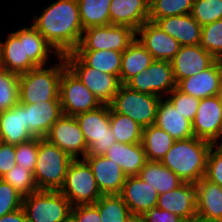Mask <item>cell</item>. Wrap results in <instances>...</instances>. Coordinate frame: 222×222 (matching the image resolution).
<instances>
[{
    "instance_id": "obj_1",
    "label": "cell",
    "mask_w": 222,
    "mask_h": 222,
    "mask_svg": "<svg viewBox=\"0 0 222 222\" xmlns=\"http://www.w3.org/2000/svg\"><path fill=\"white\" fill-rule=\"evenodd\" d=\"M43 9L31 24L60 56L73 52L83 33L77 0H57Z\"/></svg>"
},
{
    "instance_id": "obj_2",
    "label": "cell",
    "mask_w": 222,
    "mask_h": 222,
    "mask_svg": "<svg viewBox=\"0 0 222 222\" xmlns=\"http://www.w3.org/2000/svg\"><path fill=\"white\" fill-rule=\"evenodd\" d=\"M211 147L212 143L196 137L176 140L160 162L184 182L196 183L205 176Z\"/></svg>"
},
{
    "instance_id": "obj_3",
    "label": "cell",
    "mask_w": 222,
    "mask_h": 222,
    "mask_svg": "<svg viewBox=\"0 0 222 222\" xmlns=\"http://www.w3.org/2000/svg\"><path fill=\"white\" fill-rule=\"evenodd\" d=\"M57 64L36 67L19 75V103L35 104L45 101H60V79L67 67L64 56Z\"/></svg>"
},
{
    "instance_id": "obj_4",
    "label": "cell",
    "mask_w": 222,
    "mask_h": 222,
    "mask_svg": "<svg viewBox=\"0 0 222 222\" xmlns=\"http://www.w3.org/2000/svg\"><path fill=\"white\" fill-rule=\"evenodd\" d=\"M72 160L65 151L39 137L37 161L33 172L38 190H60Z\"/></svg>"
},
{
    "instance_id": "obj_5",
    "label": "cell",
    "mask_w": 222,
    "mask_h": 222,
    "mask_svg": "<svg viewBox=\"0 0 222 222\" xmlns=\"http://www.w3.org/2000/svg\"><path fill=\"white\" fill-rule=\"evenodd\" d=\"M111 108L103 104L95 110L75 116L88 146L87 155L104 156L116 143L110 127Z\"/></svg>"
},
{
    "instance_id": "obj_6",
    "label": "cell",
    "mask_w": 222,
    "mask_h": 222,
    "mask_svg": "<svg viewBox=\"0 0 222 222\" xmlns=\"http://www.w3.org/2000/svg\"><path fill=\"white\" fill-rule=\"evenodd\" d=\"M59 191L72 206L95 204L102 196L89 164L80 158L70 162L64 184Z\"/></svg>"
},
{
    "instance_id": "obj_7",
    "label": "cell",
    "mask_w": 222,
    "mask_h": 222,
    "mask_svg": "<svg viewBox=\"0 0 222 222\" xmlns=\"http://www.w3.org/2000/svg\"><path fill=\"white\" fill-rule=\"evenodd\" d=\"M22 208L28 222H59L72 205L59 190H38L23 197Z\"/></svg>"
},
{
    "instance_id": "obj_8",
    "label": "cell",
    "mask_w": 222,
    "mask_h": 222,
    "mask_svg": "<svg viewBox=\"0 0 222 222\" xmlns=\"http://www.w3.org/2000/svg\"><path fill=\"white\" fill-rule=\"evenodd\" d=\"M160 99L159 96L142 94L121 84L109 105L114 112L130 117L144 128L154 125Z\"/></svg>"
},
{
    "instance_id": "obj_9",
    "label": "cell",
    "mask_w": 222,
    "mask_h": 222,
    "mask_svg": "<svg viewBox=\"0 0 222 222\" xmlns=\"http://www.w3.org/2000/svg\"><path fill=\"white\" fill-rule=\"evenodd\" d=\"M67 67L98 98L102 104H110L121 85L117 76L103 73L87 66L74 52L63 55Z\"/></svg>"
},
{
    "instance_id": "obj_10",
    "label": "cell",
    "mask_w": 222,
    "mask_h": 222,
    "mask_svg": "<svg viewBox=\"0 0 222 222\" xmlns=\"http://www.w3.org/2000/svg\"><path fill=\"white\" fill-rule=\"evenodd\" d=\"M136 31L125 25H104L83 30L75 50H114L123 52L135 40Z\"/></svg>"
},
{
    "instance_id": "obj_11",
    "label": "cell",
    "mask_w": 222,
    "mask_h": 222,
    "mask_svg": "<svg viewBox=\"0 0 222 222\" xmlns=\"http://www.w3.org/2000/svg\"><path fill=\"white\" fill-rule=\"evenodd\" d=\"M59 98L66 116L75 117L103 105L68 67L62 72Z\"/></svg>"
},
{
    "instance_id": "obj_12",
    "label": "cell",
    "mask_w": 222,
    "mask_h": 222,
    "mask_svg": "<svg viewBox=\"0 0 222 222\" xmlns=\"http://www.w3.org/2000/svg\"><path fill=\"white\" fill-rule=\"evenodd\" d=\"M125 85L142 94L161 98L177 87L171 62L161 60H153L146 70L137 73Z\"/></svg>"
},
{
    "instance_id": "obj_13",
    "label": "cell",
    "mask_w": 222,
    "mask_h": 222,
    "mask_svg": "<svg viewBox=\"0 0 222 222\" xmlns=\"http://www.w3.org/2000/svg\"><path fill=\"white\" fill-rule=\"evenodd\" d=\"M44 138L65 151L72 159H83L87 155L88 146L74 116L62 115Z\"/></svg>"
},
{
    "instance_id": "obj_14",
    "label": "cell",
    "mask_w": 222,
    "mask_h": 222,
    "mask_svg": "<svg viewBox=\"0 0 222 222\" xmlns=\"http://www.w3.org/2000/svg\"><path fill=\"white\" fill-rule=\"evenodd\" d=\"M192 127L196 138L212 144L222 141V105L217 95L201 99Z\"/></svg>"
},
{
    "instance_id": "obj_15",
    "label": "cell",
    "mask_w": 222,
    "mask_h": 222,
    "mask_svg": "<svg viewBox=\"0 0 222 222\" xmlns=\"http://www.w3.org/2000/svg\"><path fill=\"white\" fill-rule=\"evenodd\" d=\"M136 39L151 53L154 60L171 61L180 49L176 39L149 20L136 31Z\"/></svg>"
},
{
    "instance_id": "obj_16",
    "label": "cell",
    "mask_w": 222,
    "mask_h": 222,
    "mask_svg": "<svg viewBox=\"0 0 222 222\" xmlns=\"http://www.w3.org/2000/svg\"><path fill=\"white\" fill-rule=\"evenodd\" d=\"M0 67L19 75L37 67L26 54L25 27L9 32L5 42L0 41Z\"/></svg>"
},
{
    "instance_id": "obj_17",
    "label": "cell",
    "mask_w": 222,
    "mask_h": 222,
    "mask_svg": "<svg viewBox=\"0 0 222 222\" xmlns=\"http://www.w3.org/2000/svg\"><path fill=\"white\" fill-rule=\"evenodd\" d=\"M133 217L140 218L151 208L156 207L158 192L139 176L126 178L119 194Z\"/></svg>"
},
{
    "instance_id": "obj_18",
    "label": "cell",
    "mask_w": 222,
    "mask_h": 222,
    "mask_svg": "<svg viewBox=\"0 0 222 222\" xmlns=\"http://www.w3.org/2000/svg\"><path fill=\"white\" fill-rule=\"evenodd\" d=\"M217 59L200 45L180 46L170 61L176 83L210 67Z\"/></svg>"
},
{
    "instance_id": "obj_19",
    "label": "cell",
    "mask_w": 222,
    "mask_h": 222,
    "mask_svg": "<svg viewBox=\"0 0 222 222\" xmlns=\"http://www.w3.org/2000/svg\"><path fill=\"white\" fill-rule=\"evenodd\" d=\"M156 207L172 212L184 221L197 219L195 183L184 182L174 190L159 194Z\"/></svg>"
},
{
    "instance_id": "obj_20",
    "label": "cell",
    "mask_w": 222,
    "mask_h": 222,
    "mask_svg": "<svg viewBox=\"0 0 222 222\" xmlns=\"http://www.w3.org/2000/svg\"><path fill=\"white\" fill-rule=\"evenodd\" d=\"M222 83V60H216L210 67L184 78L177 83V88L185 94L203 99L215 96Z\"/></svg>"
},
{
    "instance_id": "obj_21",
    "label": "cell",
    "mask_w": 222,
    "mask_h": 222,
    "mask_svg": "<svg viewBox=\"0 0 222 222\" xmlns=\"http://www.w3.org/2000/svg\"><path fill=\"white\" fill-rule=\"evenodd\" d=\"M83 159L89 164L102 195L120 194L127 176L119 165L103 155H86Z\"/></svg>"
},
{
    "instance_id": "obj_22",
    "label": "cell",
    "mask_w": 222,
    "mask_h": 222,
    "mask_svg": "<svg viewBox=\"0 0 222 222\" xmlns=\"http://www.w3.org/2000/svg\"><path fill=\"white\" fill-rule=\"evenodd\" d=\"M23 105L26 113V129L34 137L44 138L51 126L63 115L60 101Z\"/></svg>"
},
{
    "instance_id": "obj_23",
    "label": "cell",
    "mask_w": 222,
    "mask_h": 222,
    "mask_svg": "<svg viewBox=\"0 0 222 222\" xmlns=\"http://www.w3.org/2000/svg\"><path fill=\"white\" fill-rule=\"evenodd\" d=\"M196 186L197 219L222 222V187L202 177Z\"/></svg>"
},
{
    "instance_id": "obj_24",
    "label": "cell",
    "mask_w": 222,
    "mask_h": 222,
    "mask_svg": "<svg viewBox=\"0 0 222 222\" xmlns=\"http://www.w3.org/2000/svg\"><path fill=\"white\" fill-rule=\"evenodd\" d=\"M150 0H111L110 24L125 25L137 31L149 20Z\"/></svg>"
},
{
    "instance_id": "obj_25",
    "label": "cell",
    "mask_w": 222,
    "mask_h": 222,
    "mask_svg": "<svg viewBox=\"0 0 222 222\" xmlns=\"http://www.w3.org/2000/svg\"><path fill=\"white\" fill-rule=\"evenodd\" d=\"M155 23L164 32L176 39L180 46L200 44L202 26L191 14L160 18Z\"/></svg>"
},
{
    "instance_id": "obj_26",
    "label": "cell",
    "mask_w": 222,
    "mask_h": 222,
    "mask_svg": "<svg viewBox=\"0 0 222 222\" xmlns=\"http://www.w3.org/2000/svg\"><path fill=\"white\" fill-rule=\"evenodd\" d=\"M154 125L166 131L175 140L194 137L192 122L175 110L166 97L160 99Z\"/></svg>"
},
{
    "instance_id": "obj_27",
    "label": "cell",
    "mask_w": 222,
    "mask_h": 222,
    "mask_svg": "<svg viewBox=\"0 0 222 222\" xmlns=\"http://www.w3.org/2000/svg\"><path fill=\"white\" fill-rule=\"evenodd\" d=\"M104 156L119 165L127 177L138 176L147 161L142 143L125 144L116 142L107 149Z\"/></svg>"
},
{
    "instance_id": "obj_28",
    "label": "cell",
    "mask_w": 222,
    "mask_h": 222,
    "mask_svg": "<svg viewBox=\"0 0 222 222\" xmlns=\"http://www.w3.org/2000/svg\"><path fill=\"white\" fill-rule=\"evenodd\" d=\"M0 129L3 142L10 145H18L34 138L26 129L25 106L21 103L0 112Z\"/></svg>"
},
{
    "instance_id": "obj_29",
    "label": "cell",
    "mask_w": 222,
    "mask_h": 222,
    "mask_svg": "<svg viewBox=\"0 0 222 222\" xmlns=\"http://www.w3.org/2000/svg\"><path fill=\"white\" fill-rule=\"evenodd\" d=\"M138 176L153 186L158 194L176 189L184 181L159 161L147 160Z\"/></svg>"
},
{
    "instance_id": "obj_30",
    "label": "cell",
    "mask_w": 222,
    "mask_h": 222,
    "mask_svg": "<svg viewBox=\"0 0 222 222\" xmlns=\"http://www.w3.org/2000/svg\"><path fill=\"white\" fill-rule=\"evenodd\" d=\"M151 53L135 38L123 51L119 80L125 84L139 72L146 70L153 62Z\"/></svg>"
},
{
    "instance_id": "obj_31",
    "label": "cell",
    "mask_w": 222,
    "mask_h": 222,
    "mask_svg": "<svg viewBox=\"0 0 222 222\" xmlns=\"http://www.w3.org/2000/svg\"><path fill=\"white\" fill-rule=\"evenodd\" d=\"M87 66L119 78L123 52L114 50H74Z\"/></svg>"
},
{
    "instance_id": "obj_32",
    "label": "cell",
    "mask_w": 222,
    "mask_h": 222,
    "mask_svg": "<svg viewBox=\"0 0 222 222\" xmlns=\"http://www.w3.org/2000/svg\"><path fill=\"white\" fill-rule=\"evenodd\" d=\"M175 141L166 131L155 125L143 128L141 143L147 160L160 162Z\"/></svg>"
},
{
    "instance_id": "obj_33",
    "label": "cell",
    "mask_w": 222,
    "mask_h": 222,
    "mask_svg": "<svg viewBox=\"0 0 222 222\" xmlns=\"http://www.w3.org/2000/svg\"><path fill=\"white\" fill-rule=\"evenodd\" d=\"M25 48L29 59L37 67L49 65L50 54L56 58L60 56L32 24L25 27Z\"/></svg>"
},
{
    "instance_id": "obj_34",
    "label": "cell",
    "mask_w": 222,
    "mask_h": 222,
    "mask_svg": "<svg viewBox=\"0 0 222 222\" xmlns=\"http://www.w3.org/2000/svg\"><path fill=\"white\" fill-rule=\"evenodd\" d=\"M83 30L110 24L111 0H77Z\"/></svg>"
},
{
    "instance_id": "obj_35",
    "label": "cell",
    "mask_w": 222,
    "mask_h": 222,
    "mask_svg": "<svg viewBox=\"0 0 222 222\" xmlns=\"http://www.w3.org/2000/svg\"><path fill=\"white\" fill-rule=\"evenodd\" d=\"M94 205L101 222H130L134 218L119 194L102 195Z\"/></svg>"
},
{
    "instance_id": "obj_36",
    "label": "cell",
    "mask_w": 222,
    "mask_h": 222,
    "mask_svg": "<svg viewBox=\"0 0 222 222\" xmlns=\"http://www.w3.org/2000/svg\"><path fill=\"white\" fill-rule=\"evenodd\" d=\"M111 131L118 143H141L143 127L128 116L116 113L111 109Z\"/></svg>"
},
{
    "instance_id": "obj_37",
    "label": "cell",
    "mask_w": 222,
    "mask_h": 222,
    "mask_svg": "<svg viewBox=\"0 0 222 222\" xmlns=\"http://www.w3.org/2000/svg\"><path fill=\"white\" fill-rule=\"evenodd\" d=\"M194 0H150L149 21L160 18L191 14Z\"/></svg>"
},
{
    "instance_id": "obj_38",
    "label": "cell",
    "mask_w": 222,
    "mask_h": 222,
    "mask_svg": "<svg viewBox=\"0 0 222 222\" xmlns=\"http://www.w3.org/2000/svg\"><path fill=\"white\" fill-rule=\"evenodd\" d=\"M19 103V74L0 67V112Z\"/></svg>"
},
{
    "instance_id": "obj_39",
    "label": "cell",
    "mask_w": 222,
    "mask_h": 222,
    "mask_svg": "<svg viewBox=\"0 0 222 222\" xmlns=\"http://www.w3.org/2000/svg\"><path fill=\"white\" fill-rule=\"evenodd\" d=\"M2 179L13 186L23 197L38 191L33 172L17 164Z\"/></svg>"
},
{
    "instance_id": "obj_40",
    "label": "cell",
    "mask_w": 222,
    "mask_h": 222,
    "mask_svg": "<svg viewBox=\"0 0 222 222\" xmlns=\"http://www.w3.org/2000/svg\"><path fill=\"white\" fill-rule=\"evenodd\" d=\"M199 45L216 59L222 60V19L202 26Z\"/></svg>"
},
{
    "instance_id": "obj_41",
    "label": "cell",
    "mask_w": 222,
    "mask_h": 222,
    "mask_svg": "<svg viewBox=\"0 0 222 222\" xmlns=\"http://www.w3.org/2000/svg\"><path fill=\"white\" fill-rule=\"evenodd\" d=\"M191 15L201 26L222 19V0H194Z\"/></svg>"
},
{
    "instance_id": "obj_42",
    "label": "cell",
    "mask_w": 222,
    "mask_h": 222,
    "mask_svg": "<svg viewBox=\"0 0 222 222\" xmlns=\"http://www.w3.org/2000/svg\"><path fill=\"white\" fill-rule=\"evenodd\" d=\"M165 97L185 119L191 122L194 120L201 99L185 94L177 87Z\"/></svg>"
},
{
    "instance_id": "obj_43",
    "label": "cell",
    "mask_w": 222,
    "mask_h": 222,
    "mask_svg": "<svg viewBox=\"0 0 222 222\" xmlns=\"http://www.w3.org/2000/svg\"><path fill=\"white\" fill-rule=\"evenodd\" d=\"M39 137L15 145L16 164L34 172L37 161Z\"/></svg>"
},
{
    "instance_id": "obj_44",
    "label": "cell",
    "mask_w": 222,
    "mask_h": 222,
    "mask_svg": "<svg viewBox=\"0 0 222 222\" xmlns=\"http://www.w3.org/2000/svg\"><path fill=\"white\" fill-rule=\"evenodd\" d=\"M23 196L0 178V217L22 207Z\"/></svg>"
},
{
    "instance_id": "obj_45",
    "label": "cell",
    "mask_w": 222,
    "mask_h": 222,
    "mask_svg": "<svg viewBox=\"0 0 222 222\" xmlns=\"http://www.w3.org/2000/svg\"><path fill=\"white\" fill-rule=\"evenodd\" d=\"M204 177L222 187V145L219 143L212 144L209 150Z\"/></svg>"
},
{
    "instance_id": "obj_46",
    "label": "cell",
    "mask_w": 222,
    "mask_h": 222,
    "mask_svg": "<svg viewBox=\"0 0 222 222\" xmlns=\"http://www.w3.org/2000/svg\"><path fill=\"white\" fill-rule=\"evenodd\" d=\"M76 222H101L100 213L94 204H80L72 206Z\"/></svg>"
},
{
    "instance_id": "obj_47",
    "label": "cell",
    "mask_w": 222,
    "mask_h": 222,
    "mask_svg": "<svg viewBox=\"0 0 222 222\" xmlns=\"http://www.w3.org/2000/svg\"><path fill=\"white\" fill-rule=\"evenodd\" d=\"M15 145L5 142L0 144V178L16 165Z\"/></svg>"
},
{
    "instance_id": "obj_48",
    "label": "cell",
    "mask_w": 222,
    "mask_h": 222,
    "mask_svg": "<svg viewBox=\"0 0 222 222\" xmlns=\"http://www.w3.org/2000/svg\"><path fill=\"white\" fill-rule=\"evenodd\" d=\"M143 222H183L184 220L172 212L159 209L157 207L151 208L143 216L140 217Z\"/></svg>"
},
{
    "instance_id": "obj_49",
    "label": "cell",
    "mask_w": 222,
    "mask_h": 222,
    "mask_svg": "<svg viewBox=\"0 0 222 222\" xmlns=\"http://www.w3.org/2000/svg\"><path fill=\"white\" fill-rule=\"evenodd\" d=\"M0 222H28V220L26 218V214L23 208L21 207L16 211H13L0 217Z\"/></svg>"
},
{
    "instance_id": "obj_50",
    "label": "cell",
    "mask_w": 222,
    "mask_h": 222,
    "mask_svg": "<svg viewBox=\"0 0 222 222\" xmlns=\"http://www.w3.org/2000/svg\"><path fill=\"white\" fill-rule=\"evenodd\" d=\"M59 222H76V219H75L74 214L71 212L64 219L60 220Z\"/></svg>"
},
{
    "instance_id": "obj_51",
    "label": "cell",
    "mask_w": 222,
    "mask_h": 222,
    "mask_svg": "<svg viewBox=\"0 0 222 222\" xmlns=\"http://www.w3.org/2000/svg\"><path fill=\"white\" fill-rule=\"evenodd\" d=\"M217 97L222 105V83H221V87L219 88V92L217 94Z\"/></svg>"
},
{
    "instance_id": "obj_52",
    "label": "cell",
    "mask_w": 222,
    "mask_h": 222,
    "mask_svg": "<svg viewBox=\"0 0 222 222\" xmlns=\"http://www.w3.org/2000/svg\"><path fill=\"white\" fill-rule=\"evenodd\" d=\"M130 222H143L141 218L134 217Z\"/></svg>"
},
{
    "instance_id": "obj_53",
    "label": "cell",
    "mask_w": 222,
    "mask_h": 222,
    "mask_svg": "<svg viewBox=\"0 0 222 222\" xmlns=\"http://www.w3.org/2000/svg\"><path fill=\"white\" fill-rule=\"evenodd\" d=\"M183 222H203L200 219H194V220H188V221H183Z\"/></svg>"
},
{
    "instance_id": "obj_54",
    "label": "cell",
    "mask_w": 222,
    "mask_h": 222,
    "mask_svg": "<svg viewBox=\"0 0 222 222\" xmlns=\"http://www.w3.org/2000/svg\"><path fill=\"white\" fill-rule=\"evenodd\" d=\"M3 142V139H2V135H1V129H0V144Z\"/></svg>"
}]
</instances>
